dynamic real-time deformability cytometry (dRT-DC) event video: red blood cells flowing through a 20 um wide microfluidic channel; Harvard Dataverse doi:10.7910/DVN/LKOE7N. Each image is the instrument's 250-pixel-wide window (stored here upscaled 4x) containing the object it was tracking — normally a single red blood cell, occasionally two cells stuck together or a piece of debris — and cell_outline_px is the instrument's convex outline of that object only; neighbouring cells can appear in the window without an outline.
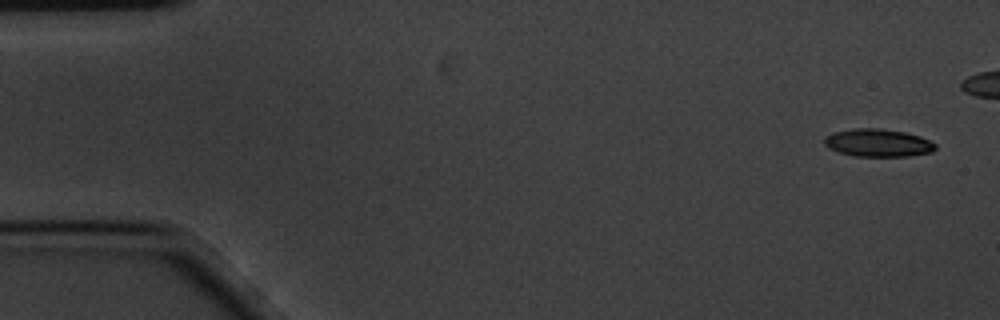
{"species": "common noctule bat (a hibernating species)", "species_latin": "Nyctalus noctula", "temperature_condition": "cold", "stored_images_in_passage": 13, "camera_frame_rate_fps": 3000, "um_per_image_px": 0.085, "animal": {"sex": "male", "body_mass_g": 20.1, "forearm_length_mm": 53.5}, "frame": {"image": 1, "passage_image": 1, "time_ms": 0.0, "image_size_px": [1000, 320], "cell_outline_px": [[936, 148], [932, 152], [908, 156], [856, 156], [840, 152], [828, 148], [824, 144], [824, 136], [832, 132], [852, 128], [880, 128], [904, 132], [920, 136], [936, 144]], "centroid_in_image_um": [74.6, 12.13], "position_along_channel_um": 10.4, "area_um2": 18.03}}
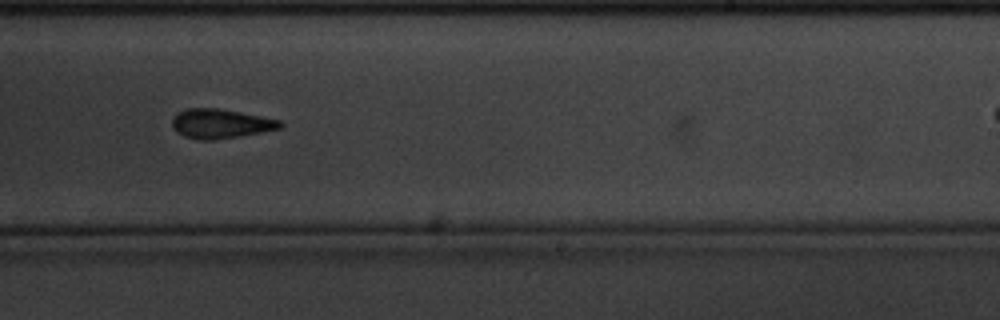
{"frame": {"image": 2, "passage_image": 10, "time_ms": 3.0, "image_size_px": [1000, 320], "cell_outline_px": [[284, 124], [280, 128], [240, 136], [212, 140], [196, 140], [184, 136], [176, 132], [172, 128], [172, 120], [180, 112], [188, 108], [216, 108], [280, 120]], "centroid_in_image_um": [18.71, 10.53], "position_along_channel_um": 270.3, "area_um2": 18.21}}
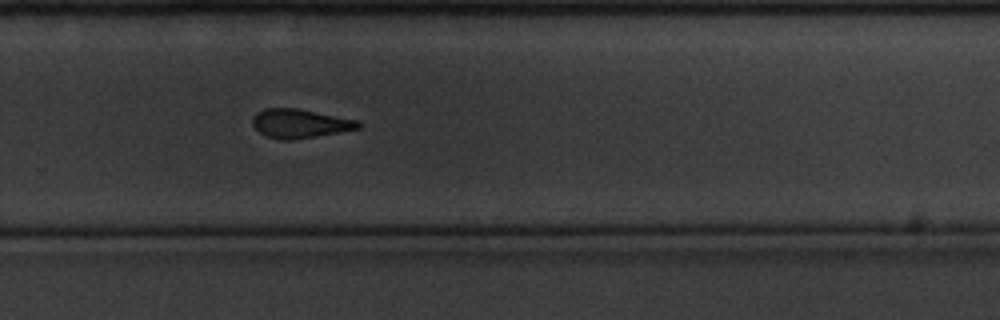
{"frame": {"image": 3, "passage_image": 11, "time_ms": 3.333, "image_size_px": [1000, 320], "cell_outline_px": [[360, 128], [292, 140], [280, 140], [264, 136], [252, 124], [252, 120], [256, 112], [264, 108], [296, 108], [356, 120], [360, 124]], "centroid_in_image_um": [25.42, 10.5], "position_along_channel_um": 304.4, "area_um2": 17.57}}